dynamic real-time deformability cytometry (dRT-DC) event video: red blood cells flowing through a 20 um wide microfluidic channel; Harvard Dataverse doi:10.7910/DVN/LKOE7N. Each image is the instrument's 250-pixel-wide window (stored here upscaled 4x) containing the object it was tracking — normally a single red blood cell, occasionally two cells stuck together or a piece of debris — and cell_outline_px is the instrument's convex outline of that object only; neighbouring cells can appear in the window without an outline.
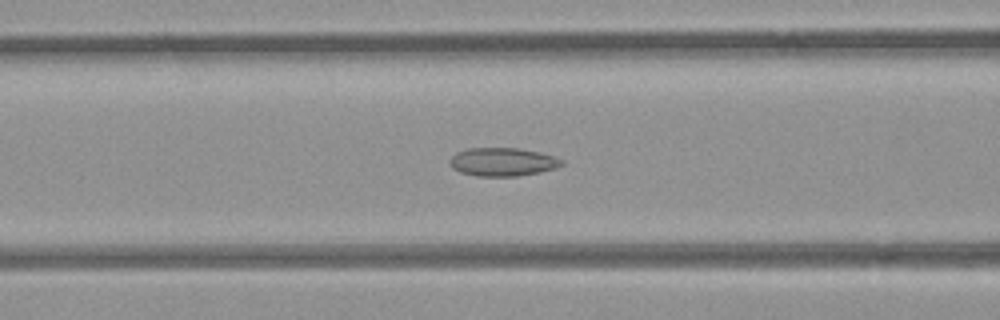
{"species": "common noctule bat (a hibernating species)", "species_latin": "Nyctalus noctula", "temperature_condition": "room temperature", "stored_images_in_passage": 54, "camera_frame_rate_fps": 3000, "um_per_image_px": 0.085, "animal": {"sex": "female", "body_mass_g": 21.9}, "frame": {"image": 1, "passage_image": 22, "time_ms": 7.0, "image_size_px": [1000, 320], "cell_outline_px": [[564, 164], [556, 168], [540, 172], [516, 176], [476, 176], [460, 172], [452, 168], [448, 160], [456, 152], [468, 148], [520, 148], [540, 152], [564, 160]], "centroid_in_image_um": [42.71, 13.76], "position_along_channel_um": 123.9, "area_um2": 18.61}}
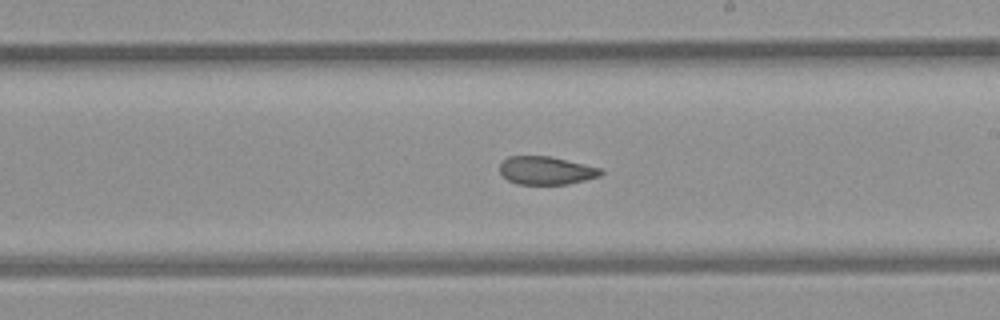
{"frame": {"image": 2, "passage_image": 31, "time_ms": 10.0, "image_size_px": [1000, 320], "cell_outline_px": [[604, 172], [600, 176], [568, 184], [516, 184], [508, 180], [500, 172], [500, 164], [508, 156], [548, 156], [604, 168]], "centroid_in_image_um": [46.45, 14.49], "position_along_channel_um": 242.5, "area_um2": 16.59}}
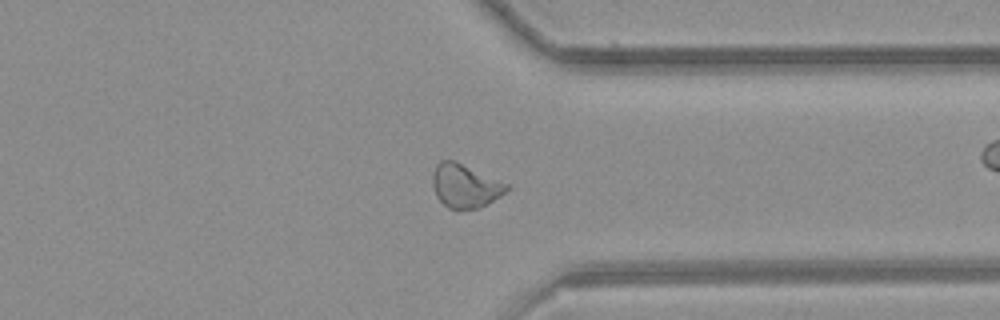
{"frame": {"image": 3, "passage_image": 41, "time_ms": 13.333, "image_size_px": [1000, 320], "cell_outline_px": [[508, 188], [500, 196], [488, 204], [476, 208], [448, 208], [436, 196], [432, 184], [432, 172], [436, 164], [440, 160], [456, 160], [508, 184]], "centroid_in_image_um": [39.5, 15.77], "position_along_channel_um": 371.9, "area_um2": 18.73}, "authors_computed_cell_mechanics": {"area_um2": 19.4497, "velocity_mm_per_s": 3.9521, "shape_relaxation_time_tau1_ms": null, "shape_relaxation_time_tau2_ms": 2.8372, "deformation_change_tau1": null, "deformation_change_tau2": 0.073}}